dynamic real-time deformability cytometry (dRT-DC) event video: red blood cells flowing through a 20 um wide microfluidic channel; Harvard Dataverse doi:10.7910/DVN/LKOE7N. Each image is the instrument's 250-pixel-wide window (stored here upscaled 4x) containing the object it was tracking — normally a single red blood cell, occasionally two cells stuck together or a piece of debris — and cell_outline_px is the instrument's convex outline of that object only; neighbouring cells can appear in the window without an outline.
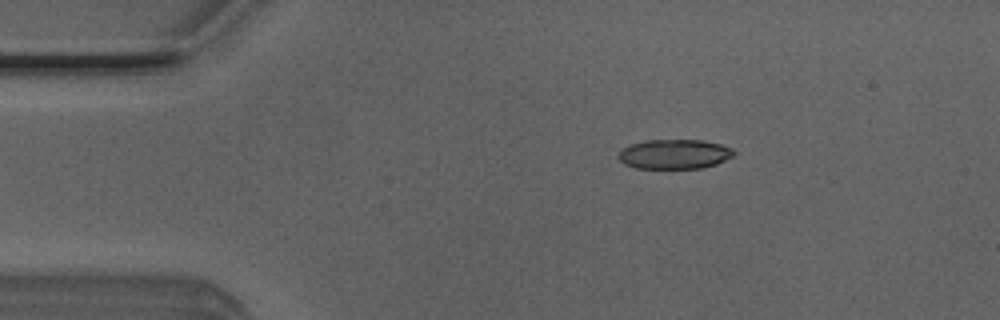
{"species": "Egyptian fruit bat (a non-hibernating species)", "species_latin": "Rousettus aegyptiacus", "temperature_condition": "room temperature", "stored_images_in_passage": 3, "camera_frame_rate_fps": 3000, "um_per_image_px": 0.085, "animal": {"sex": "male"}, "frame": {"image": 1, "passage_image": 1, "time_ms": 0.0, "image_size_px": [1000, 320], "cell_outline_px": [[736, 152], [732, 156], [716, 164], [700, 168], [636, 168], [624, 164], [616, 156], [628, 144], [644, 140], [700, 140], [720, 144], [732, 148]], "centroid_in_image_um": [57.29, 13.09], "position_along_channel_um": 27.7, "area_um2": 19.88}}